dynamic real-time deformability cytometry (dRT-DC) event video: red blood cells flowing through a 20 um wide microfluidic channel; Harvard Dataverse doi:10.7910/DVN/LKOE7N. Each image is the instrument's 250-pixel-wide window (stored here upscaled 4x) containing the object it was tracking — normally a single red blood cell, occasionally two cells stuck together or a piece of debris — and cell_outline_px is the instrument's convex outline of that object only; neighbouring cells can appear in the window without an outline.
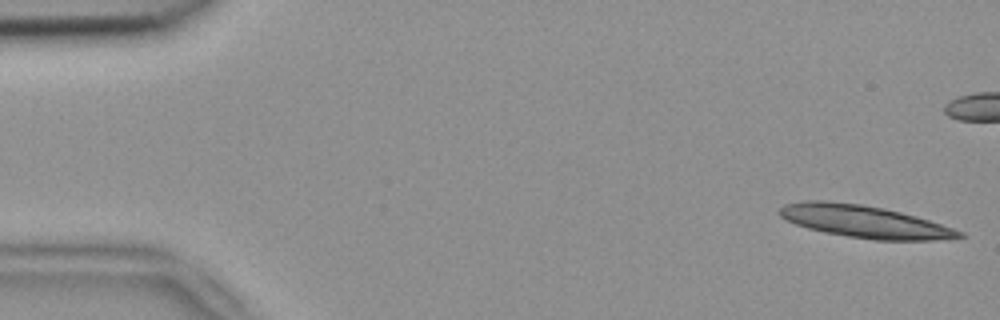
{"species": "common noctule bat (a hibernating species)", "species_latin": "Nyctalus noctula", "temperature_condition": "room temperature", "stored_images_in_passage": 5, "camera_frame_rate_fps": 3000, "um_per_image_px": 0.085, "animal": {"sex": "female", "body_mass_g": 18.4}, "frame": {"image": 1, "passage_image": 1, "time_ms": 0.0, "image_size_px": [1000, 320], "cell_outline_px": [[968, 236], [932, 240], [876, 240], [848, 236], [824, 232], [808, 228], [796, 224], [780, 216], [776, 212], [784, 204], [804, 200], [824, 200], [860, 204], [884, 208], [916, 216], [964, 232]], "centroid_in_image_um": [73.44, 18.82], "position_along_channel_um": 11.6, "area_um2": 33.7}}